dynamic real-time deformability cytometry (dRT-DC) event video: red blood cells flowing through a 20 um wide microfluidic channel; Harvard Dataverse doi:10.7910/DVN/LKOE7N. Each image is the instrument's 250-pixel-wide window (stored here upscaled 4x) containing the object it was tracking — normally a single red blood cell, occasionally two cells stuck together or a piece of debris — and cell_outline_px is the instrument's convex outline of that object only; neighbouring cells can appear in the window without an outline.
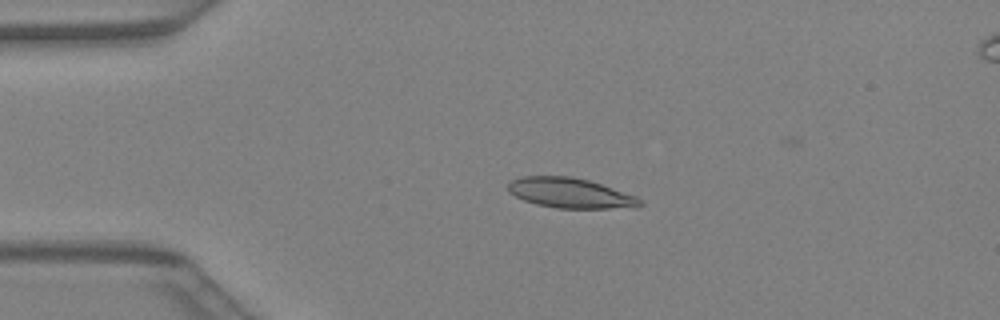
{"species": "Egyptian fruit bat (a non-hibernating species)", "species_latin": "Rousettus aegyptiacus", "temperature_condition": "warm", "stored_images_in_passage": 41, "camera_frame_rate_fps": 3000, "um_per_image_px": 0.085, "animal": {"sex": "female"}, "frame": {"image": 1, "passage_image": 9, "time_ms": 2.667, "image_size_px": [1000, 320], "cell_outline_px": [[644, 204], [636, 208], [556, 208], [536, 204], [524, 200], [508, 192], [508, 184], [512, 180], [524, 176], [568, 176], [588, 180], [636, 196], [644, 200]], "centroid_in_image_um": [48.51, 16.42], "position_along_channel_um": 36.5, "area_um2": 23.06}}
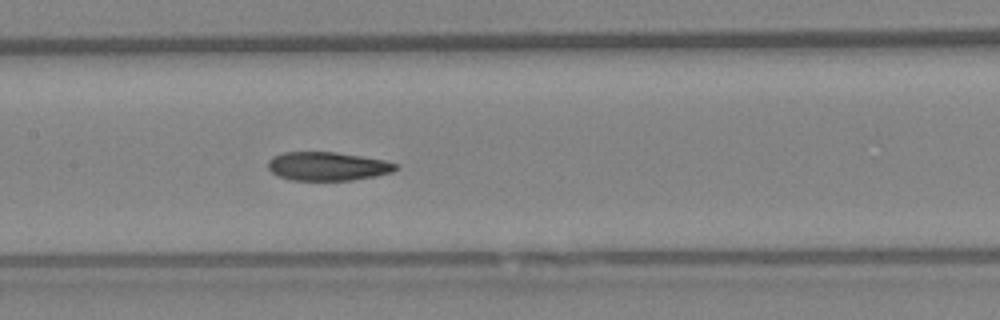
{"frame": {"image": 2, "passage_image": 20, "time_ms": 6.333, "image_size_px": [1000, 320], "cell_outline_px": [[400, 168], [392, 172], [376, 176], [352, 180], [292, 180], [276, 176], [268, 168], [268, 160], [272, 156], [284, 152], [336, 152], [384, 160], [400, 164]], "centroid_in_image_um": [27.85, 14.13], "position_along_channel_um": 179.5, "area_um2": 21.5}}
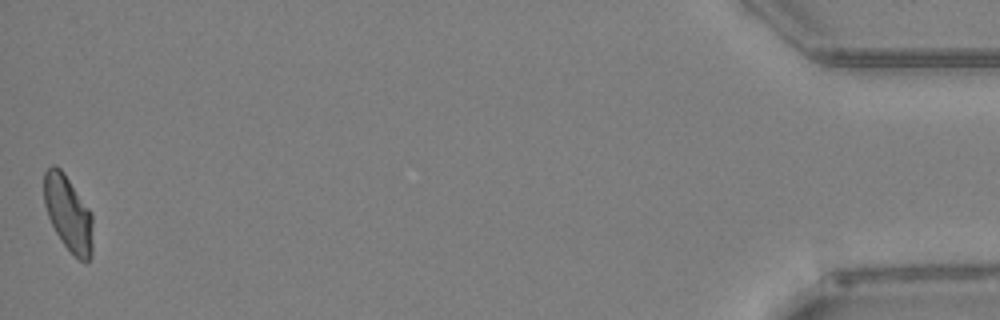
{"frame": {"image": 3, "passage_image": 41, "time_ms": 13.333, "image_size_px": [1000, 320], "cell_outline_px": [[92, 256], [84, 264], [64, 244], [56, 232], [48, 216], [44, 204], [44, 172], [52, 164], [56, 164], [64, 172], [92, 212]], "centroid_in_image_um": [5.81, 18.11], "position_along_channel_um": 429.4, "area_um2": 21.5}}